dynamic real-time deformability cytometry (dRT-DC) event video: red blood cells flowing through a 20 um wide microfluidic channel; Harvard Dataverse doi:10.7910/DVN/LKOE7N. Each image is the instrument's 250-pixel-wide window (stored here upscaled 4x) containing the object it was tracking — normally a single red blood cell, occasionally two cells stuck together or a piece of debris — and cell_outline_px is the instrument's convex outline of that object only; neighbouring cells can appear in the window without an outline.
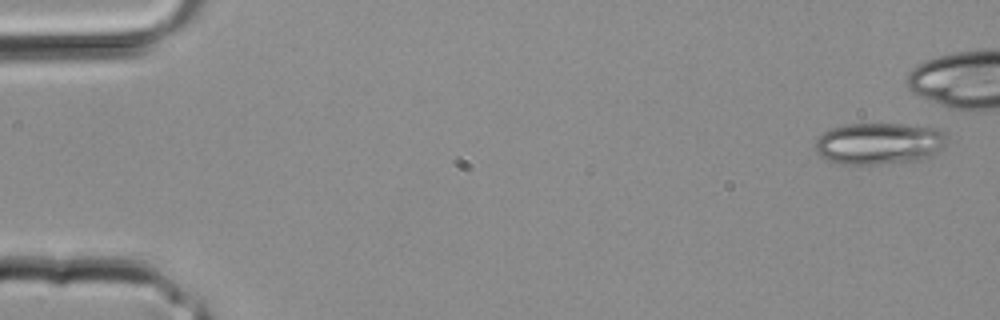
{"species": "common noctule bat (a hibernating species)", "species_latin": "Nyctalus noctula", "temperature_condition": "room temperature", "stored_images_in_passage": 27, "camera_frame_rate_fps": 3000, "um_per_image_px": 0.085, "animal": {"sex": "male", "body_mass_g": 20.4}, "frame": {"image": 1, "passage_image": 1, "time_ms": 0.0, "image_size_px": [1000, 320], "cell_outline_px": [[948, 140], [932, 156], [924, 160], [880, 164], [840, 164], [824, 160], [816, 152], [816, 140], [824, 132], [832, 128], [848, 124], [904, 124], [940, 128], [948, 136]], "centroid_in_image_um": [74.75, 12.2], "position_along_channel_um": 10.2, "area_um2": 32.37}}
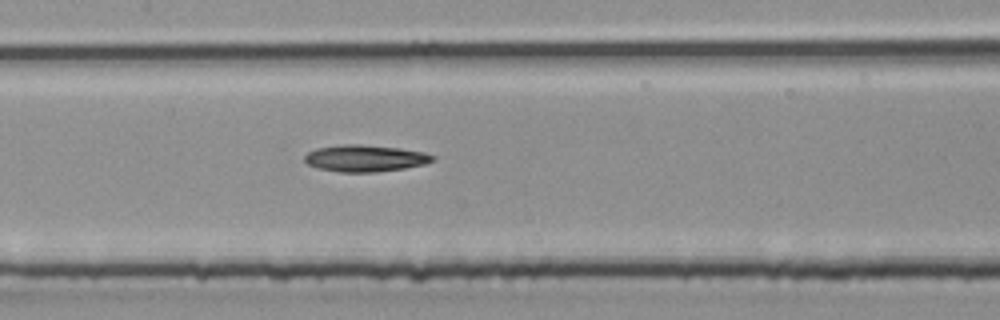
{"frame": {"image": 2, "passage_image": 16, "time_ms": 5.0, "image_size_px": [1000, 320], "cell_outline_px": [[436, 160], [424, 164], [404, 168], [372, 172], [340, 172], [316, 168], [308, 164], [304, 160], [304, 156], [308, 152], [316, 148], [344, 144], [360, 144], [400, 148], [420, 152], [436, 156]], "centroid_in_image_um": [31.01, 13.45], "position_along_channel_um": 176.4, "area_um2": 19.88}}